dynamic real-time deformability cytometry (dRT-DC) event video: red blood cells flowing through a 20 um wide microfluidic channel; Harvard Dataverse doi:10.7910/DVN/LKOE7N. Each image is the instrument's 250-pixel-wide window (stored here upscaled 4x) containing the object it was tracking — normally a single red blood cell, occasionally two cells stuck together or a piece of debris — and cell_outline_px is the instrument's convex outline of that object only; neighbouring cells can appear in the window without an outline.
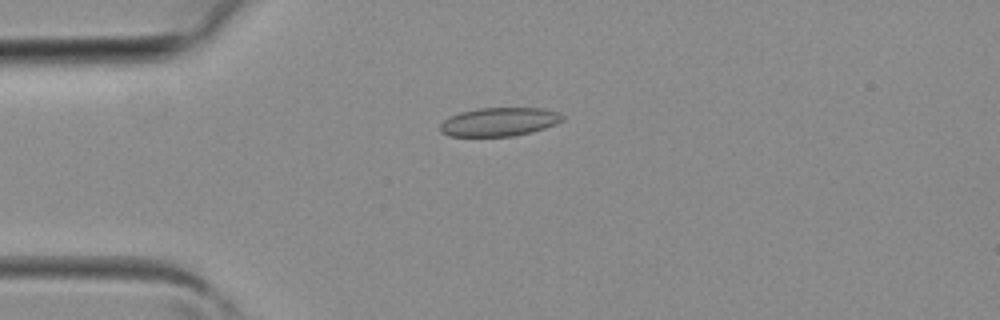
{"species": "common noctule bat (a hibernating species)", "species_latin": "Nyctalus noctula", "temperature_condition": "room temperature", "stored_images_in_passage": 37, "camera_frame_rate_fps": 3000, "um_per_image_px": 0.085, "animal": {"sex": "female", "body_mass_g": 19.3, "forearm_length_mm": 54.1}, "frame": {"image": 1, "passage_image": 7, "time_ms": 2.0, "image_size_px": [1000, 320], "cell_outline_px": [[564, 120], [556, 124], [532, 132], [512, 136], [448, 136], [440, 132], [440, 124], [448, 116], [460, 112], [480, 108], [544, 108], [556, 112], [564, 116]], "centroid_in_image_um": [42.42, 10.36], "position_along_channel_um": 42.6, "area_um2": 20.46}}
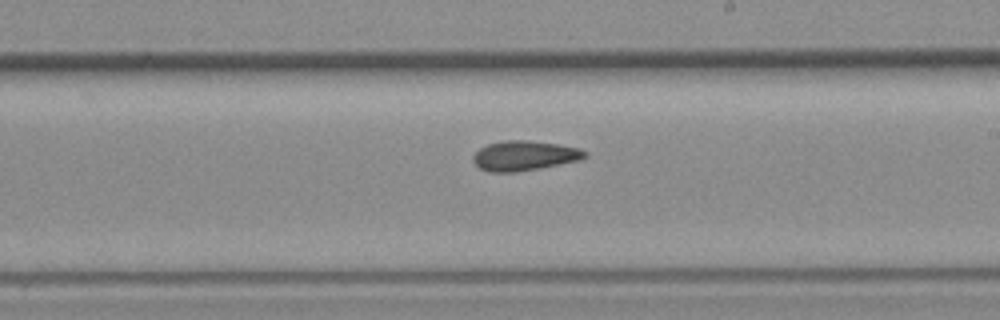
{"frame": {"image": 2, "passage_image": 20, "time_ms": 6.333, "image_size_px": [1000, 320], "cell_outline_px": [[588, 156], [580, 160], [540, 168], [516, 172], [488, 172], [480, 168], [476, 164], [472, 156], [480, 148], [488, 144], [504, 140], [528, 140], [556, 144], [580, 148], [588, 152]], "centroid_in_image_um": [44.59, 13.23], "position_along_channel_um": 244.4, "area_um2": 19.42}}
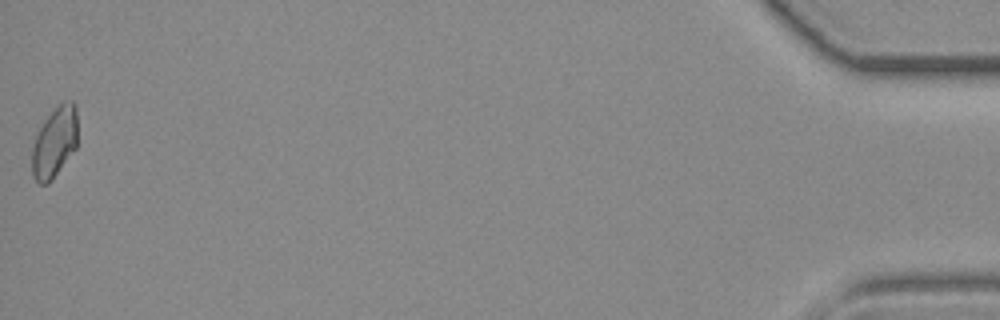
{"frame": {"image": 3, "passage_image": 37, "time_ms": 12.0, "image_size_px": [1000, 320], "cell_outline_px": [[76, 148], [52, 180], [48, 184], [40, 184], [32, 176], [32, 148], [36, 136], [44, 120], [64, 100], [72, 100], [76, 104]], "centroid_in_image_um": [4.64, 12.11], "position_along_channel_um": 430.6, "area_um2": 18.61}}